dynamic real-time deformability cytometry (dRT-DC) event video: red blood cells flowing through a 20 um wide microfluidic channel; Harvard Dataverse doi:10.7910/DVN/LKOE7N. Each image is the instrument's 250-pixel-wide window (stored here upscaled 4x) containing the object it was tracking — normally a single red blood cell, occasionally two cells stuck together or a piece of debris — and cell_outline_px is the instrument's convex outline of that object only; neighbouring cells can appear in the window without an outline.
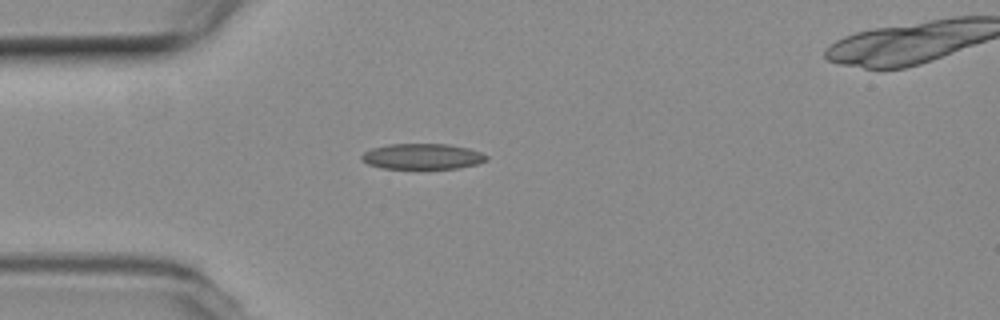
{"species": "common noctule bat (a hibernating species)", "species_latin": "Nyctalus noctula", "temperature_condition": "room temperature", "stored_images_in_passage": 33, "camera_frame_rate_fps": 3000, "um_per_image_px": 0.085, "animal": {"sex": "female", "body_mass_g": 19.3, "forearm_length_mm": 54.1}, "frame": {"image": 1, "passage_image": 1, "time_ms": 0.0, "image_size_px": [1000, 320], "cell_outline_px": [[488, 160], [476, 164], [456, 168], [380, 168], [368, 164], [360, 160], [360, 156], [364, 152], [372, 148], [388, 144], [448, 144], [468, 148], [480, 152], [488, 156]], "centroid_in_image_um": [35.87, 13.29], "position_along_channel_um": 49.1, "area_um2": 18.61}}
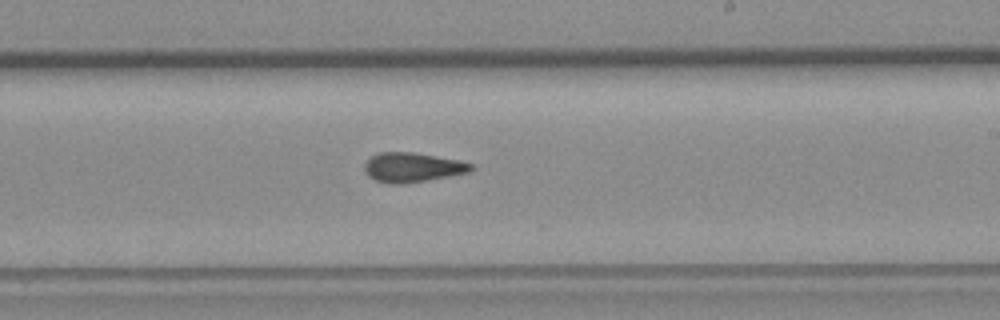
{"frame": {"image": 2, "passage_image": 18, "time_ms": 5.667, "image_size_px": [1000, 320], "cell_outline_px": [[476, 168], [468, 172], [448, 176], [400, 184], [392, 184], [376, 180], [368, 176], [364, 172], [364, 164], [372, 156], [380, 152], [412, 152], [460, 160], [472, 164]], "centroid_in_image_um": [35.05, 14.22], "position_along_channel_um": 254.0, "area_um2": 18.15}}
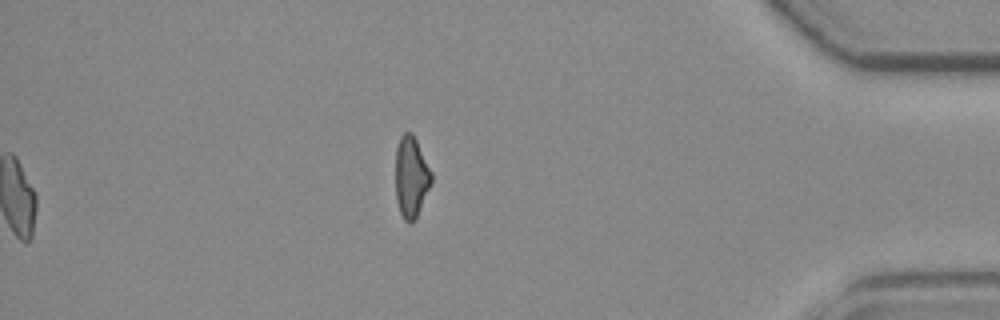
{"frame": {"image": 3, "passage_image": 33, "time_ms": 10.667, "image_size_px": [1000, 320], "cell_outline_px": [[432, 180], [416, 220], [412, 224], [408, 224], [404, 220], [400, 212], [396, 200], [396, 148], [400, 136], [404, 132], [412, 132], [432, 172]], "centroid_in_image_um": [34.94, 15.07], "position_along_channel_um": 400.3, "area_um2": 17.05}, "authors_computed_cell_mechanics": {"area_um2": 18.2648, "velocity_mm_per_s": 3.7938, "shape_relaxation_time_tau1_ms": null, "shape_relaxation_time_tau2_ms": 3.2284, "deformation_change_tau1": null, "deformation_change_tau2": 0.1142}}